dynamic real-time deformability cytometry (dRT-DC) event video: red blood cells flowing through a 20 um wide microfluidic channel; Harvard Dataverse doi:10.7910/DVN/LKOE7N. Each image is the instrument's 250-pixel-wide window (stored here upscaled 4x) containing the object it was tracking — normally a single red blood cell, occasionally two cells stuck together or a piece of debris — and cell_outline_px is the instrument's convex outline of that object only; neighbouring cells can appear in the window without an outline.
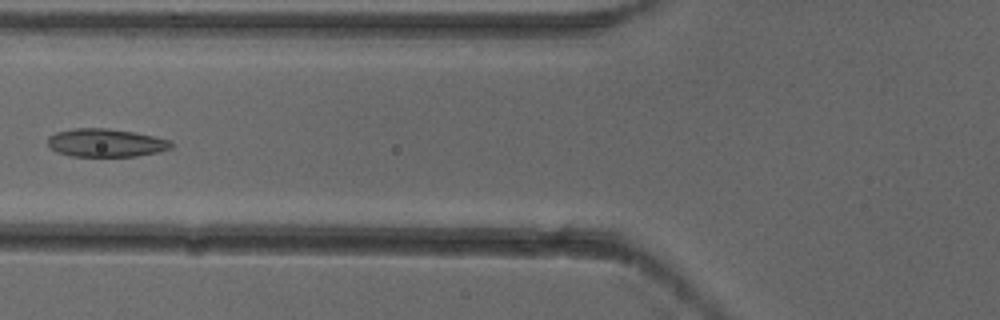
{"species": "common noctule bat (a hibernating species)", "species_latin": "Nyctalus noctula", "temperature_condition": "cold", "stored_images_in_passage": 7, "camera_frame_rate_fps": 3000, "um_per_image_px": 0.085, "animal": {"sex": "female"}, "frame": {"image": 1, "passage_image": 6, "time_ms": 1.667, "image_size_px": [1000, 320], "cell_outline_px": [[172, 148], [160, 152], [136, 156], [72, 156], [56, 152], [48, 144], [48, 136], [56, 132], [72, 128], [108, 128], [136, 132], [156, 136], [172, 140]], "centroid_in_image_um": [9.03, 12.13], "position_along_channel_um": 116.8, "area_um2": 20.52}}
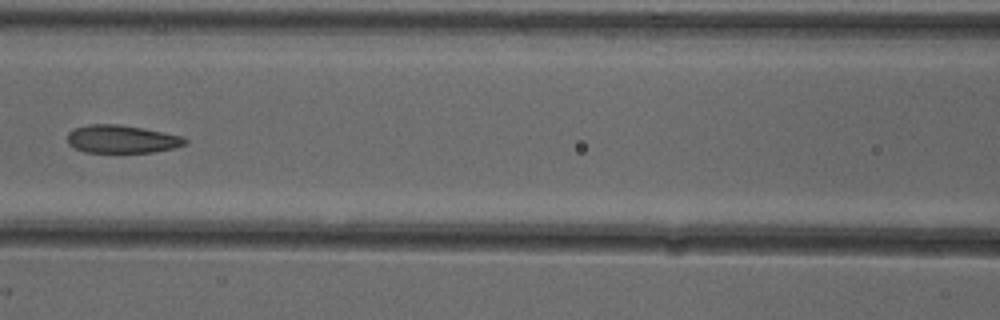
{"frame": {"image": 2, "passage_image": 7, "time_ms": 2.0, "image_size_px": [1000, 320], "cell_outline_px": [[188, 144], [176, 148], [152, 152], [84, 152], [68, 144], [68, 132], [76, 128], [88, 124], [116, 124], [140, 128], [184, 136], [188, 140]], "centroid_in_image_um": [10.39, 11.83], "position_along_channel_um": 156.2, "area_um2": 19.13}}